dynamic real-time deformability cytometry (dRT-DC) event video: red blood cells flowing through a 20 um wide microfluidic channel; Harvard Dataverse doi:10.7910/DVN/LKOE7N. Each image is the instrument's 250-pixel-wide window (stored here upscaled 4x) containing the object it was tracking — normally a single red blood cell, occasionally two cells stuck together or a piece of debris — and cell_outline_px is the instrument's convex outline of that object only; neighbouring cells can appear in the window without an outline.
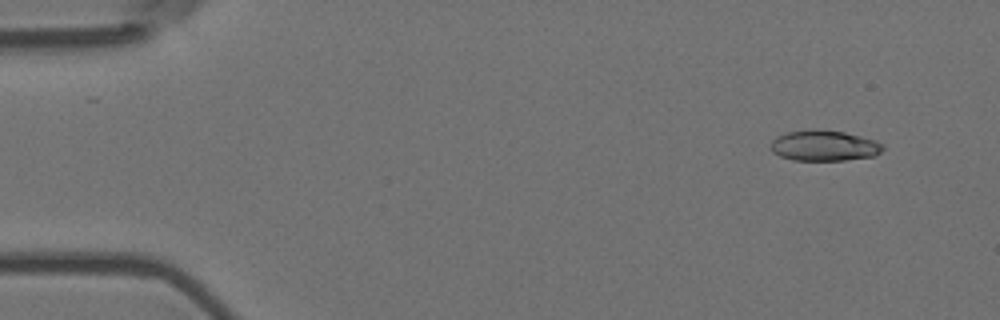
{"species": "Egyptian fruit bat (a non-hibernating species)", "species_latin": "Rousettus aegyptiacus", "temperature_condition": "room temperature", "stored_images_in_passage": 6, "camera_frame_rate_fps": 3000, "um_per_image_px": 0.085, "animal": {"sex": "female"}, "frame": {"image": 1, "passage_image": 1, "time_ms": 0.0, "image_size_px": [1000, 320], "cell_outline_px": [[884, 148], [876, 156], [844, 160], [792, 160], [780, 156], [772, 152], [768, 148], [772, 140], [776, 136], [788, 132], [812, 128], [844, 132], [876, 140], [884, 144]], "centroid_in_image_um": [70.03, 12.37], "position_along_channel_um": 15.0, "area_um2": 20.35}}
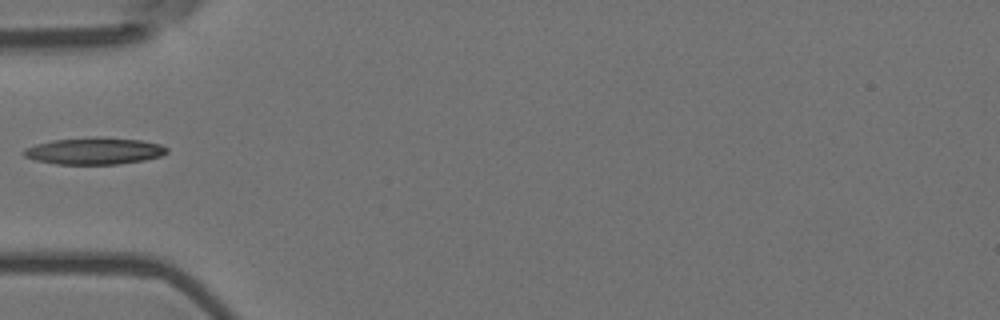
{"frame": {"image": 2, "passage_image": 5, "time_ms": 1.333, "image_size_px": [1000, 320], "cell_outline_px": [[168, 152], [160, 156], [144, 160], [120, 164], [56, 164], [36, 160], [24, 156], [24, 148], [36, 144], [52, 140], [96, 136], [140, 140], [160, 144], [168, 148]], "centroid_in_image_um": [8.02, 12.82], "position_along_channel_um": 77.0, "area_um2": 22.43}}
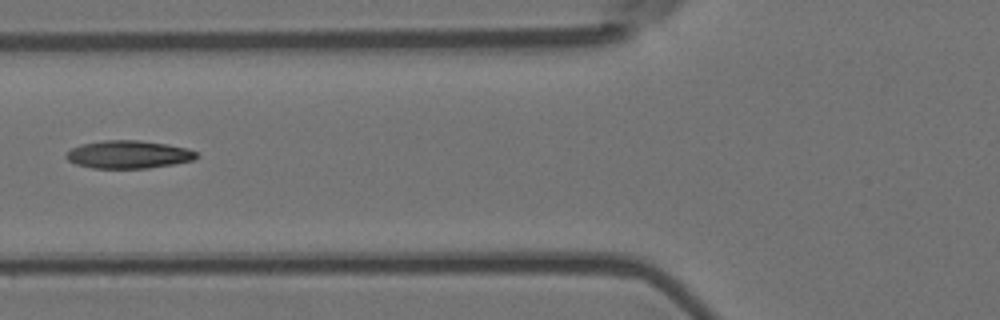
{"frame": {"image": 3, "passage_image": 6, "time_ms": 1.667, "image_size_px": [1000, 320], "cell_outline_px": [[200, 156], [192, 160], [172, 164], [148, 168], [92, 168], [76, 164], [68, 160], [64, 156], [72, 148], [80, 144], [104, 140], [140, 140], [168, 144], [188, 148], [196, 152]], "centroid_in_image_um": [10.92, 13.12], "position_along_channel_um": 114.9, "area_um2": 21.21}}